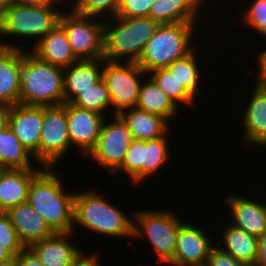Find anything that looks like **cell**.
<instances>
[{"instance_id": "1", "label": "cell", "mask_w": 266, "mask_h": 266, "mask_svg": "<svg viewBox=\"0 0 266 266\" xmlns=\"http://www.w3.org/2000/svg\"><path fill=\"white\" fill-rule=\"evenodd\" d=\"M106 199L95 188L78 193L75 191L73 233L76 225H80L98 235L117 239L132 236L133 239V213L129 217Z\"/></svg>"}, {"instance_id": "2", "label": "cell", "mask_w": 266, "mask_h": 266, "mask_svg": "<svg viewBox=\"0 0 266 266\" xmlns=\"http://www.w3.org/2000/svg\"><path fill=\"white\" fill-rule=\"evenodd\" d=\"M55 172L54 167H44L32 179L27 201L55 232H73L75 193L66 192Z\"/></svg>"}, {"instance_id": "3", "label": "cell", "mask_w": 266, "mask_h": 266, "mask_svg": "<svg viewBox=\"0 0 266 266\" xmlns=\"http://www.w3.org/2000/svg\"><path fill=\"white\" fill-rule=\"evenodd\" d=\"M159 25L150 17L115 16L104 20L103 58L108 61L138 62Z\"/></svg>"}, {"instance_id": "4", "label": "cell", "mask_w": 266, "mask_h": 266, "mask_svg": "<svg viewBox=\"0 0 266 266\" xmlns=\"http://www.w3.org/2000/svg\"><path fill=\"white\" fill-rule=\"evenodd\" d=\"M64 68L38 59L23 49L20 104L57 106L64 103Z\"/></svg>"}, {"instance_id": "5", "label": "cell", "mask_w": 266, "mask_h": 266, "mask_svg": "<svg viewBox=\"0 0 266 266\" xmlns=\"http://www.w3.org/2000/svg\"><path fill=\"white\" fill-rule=\"evenodd\" d=\"M195 28H198L196 23L160 24L147 42L138 66L148 74L167 68L175 60L186 56L196 45L193 43Z\"/></svg>"}, {"instance_id": "6", "label": "cell", "mask_w": 266, "mask_h": 266, "mask_svg": "<svg viewBox=\"0 0 266 266\" xmlns=\"http://www.w3.org/2000/svg\"><path fill=\"white\" fill-rule=\"evenodd\" d=\"M177 215L173 209H144L133 214V239L148 240L157 255L159 266L163 263L168 265L174 258L178 228L183 223Z\"/></svg>"}, {"instance_id": "7", "label": "cell", "mask_w": 266, "mask_h": 266, "mask_svg": "<svg viewBox=\"0 0 266 266\" xmlns=\"http://www.w3.org/2000/svg\"><path fill=\"white\" fill-rule=\"evenodd\" d=\"M61 9L60 6L14 2L0 15L3 37H25L22 39H32V42L35 39L36 44L59 24Z\"/></svg>"}, {"instance_id": "8", "label": "cell", "mask_w": 266, "mask_h": 266, "mask_svg": "<svg viewBox=\"0 0 266 266\" xmlns=\"http://www.w3.org/2000/svg\"><path fill=\"white\" fill-rule=\"evenodd\" d=\"M144 76H147V73L137 62L104 59L102 80L109 91L113 111L111 116L136 107Z\"/></svg>"}, {"instance_id": "9", "label": "cell", "mask_w": 266, "mask_h": 266, "mask_svg": "<svg viewBox=\"0 0 266 266\" xmlns=\"http://www.w3.org/2000/svg\"><path fill=\"white\" fill-rule=\"evenodd\" d=\"M59 24L67 34L71 50L78 60L101 59L104 55V20L63 9ZM69 10V11H67ZM99 20V21H98Z\"/></svg>"}, {"instance_id": "10", "label": "cell", "mask_w": 266, "mask_h": 266, "mask_svg": "<svg viewBox=\"0 0 266 266\" xmlns=\"http://www.w3.org/2000/svg\"><path fill=\"white\" fill-rule=\"evenodd\" d=\"M71 143L68 133L65 103L43 107V126L39 142V165L57 167L68 151Z\"/></svg>"}, {"instance_id": "11", "label": "cell", "mask_w": 266, "mask_h": 266, "mask_svg": "<svg viewBox=\"0 0 266 266\" xmlns=\"http://www.w3.org/2000/svg\"><path fill=\"white\" fill-rule=\"evenodd\" d=\"M106 117L96 147L88 155L97 164L114 173L122 164L133 138L126 123L119 115ZM114 118V119H113Z\"/></svg>"}, {"instance_id": "12", "label": "cell", "mask_w": 266, "mask_h": 266, "mask_svg": "<svg viewBox=\"0 0 266 266\" xmlns=\"http://www.w3.org/2000/svg\"><path fill=\"white\" fill-rule=\"evenodd\" d=\"M203 227L183 222L177 232L174 258L170 266H206L212 248L213 239Z\"/></svg>"}, {"instance_id": "13", "label": "cell", "mask_w": 266, "mask_h": 266, "mask_svg": "<svg viewBox=\"0 0 266 266\" xmlns=\"http://www.w3.org/2000/svg\"><path fill=\"white\" fill-rule=\"evenodd\" d=\"M68 133L71 143V152L77 151L88 156L96 147L103 122L107 116L94 111L65 103Z\"/></svg>"}, {"instance_id": "14", "label": "cell", "mask_w": 266, "mask_h": 266, "mask_svg": "<svg viewBox=\"0 0 266 266\" xmlns=\"http://www.w3.org/2000/svg\"><path fill=\"white\" fill-rule=\"evenodd\" d=\"M21 144L39 164V142L43 126V106H11L9 125Z\"/></svg>"}, {"instance_id": "15", "label": "cell", "mask_w": 266, "mask_h": 266, "mask_svg": "<svg viewBox=\"0 0 266 266\" xmlns=\"http://www.w3.org/2000/svg\"><path fill=\"white\" fill-rule=\"evenodd\" d=\"M72 234L73 232H56L28 248L45 266H71L85 252L71 241Z\"/></svg>"}, {"instance_id": "16", "label": "cell", "mask_w": 266, "mask_h": 266, "mask_svg": "<svg viewBox=\"0 0 266 266\" xmlns=\"http://www.w3.org/2000/svg\"><path fill=\"white\" fill-rule=\"evenodd\" d=\"M252 200L236 193L224 199L225 205L230 208V223L259 237L266 230V203Z\"/></svg>"}, {"instance_id": "17", "label": "cell", "mask_w": 266, "mask_h": 266, "mask_svg": "<svg viewBox=\"0 0 266 266\" xmlns=\"http://www.w3.org/2000/svg\"><path fill=\"white\" fill-rule=\"evenodd\" d=\"M6 214L25 248L56 233L28 201L9 209Z\"/></svg>"}, {"instance_id": "18", "label": "cell", "mask_w": 266, "mask_h": 266, "mask_svg": "<svg viewBox=\"0 0 266 266\" xmlns=\"http://www.w3.org/2000/svg\"><path fill=\"white\" fill-rule=\"evenodd\" d=\"M242 117L243 142L252 147L266 148V86L254 84Z\"/></svg>"}, {"instance_id": "19", "label": "cell", "mask_w": 266, "mask_h": 266, "mask_svg": "<svg viewBox=\"0 0 266 266\" xmlns=\"http://www.w3.org/2000/svg\"><path fill=\"white\" fill-rule=\"evenodd\" d=\"M43 168L0 169V212L27 202L30 183Z\"/></svg>"}, {"instance_id": "20", "label": "cell", "mask_w": 266, "mask_h": 266, "mask_svg": "<svg viewBox=\"0 0 266 266\" xmlns=\"http://www.w3.org/2000/svg\"><path fill=\"white\" fill-rule=\"evenodd\" d=\"M32 44L30 52L38 59L52 65L66 68L78 61L71 50L67 34L60 24H57L36 44Z\"/></svg>"}, {"instance_id": "21", "label": "cell", "mask_w": 266, "mask_h": 266, "mask_svg": "<svg viewBox=\"0 0 266 266\" xmlns=\"http://www.w3.org/2000/svg\"><path fill=\"white\" fill-rule=\"evenodd\" d=\"M22 59V48L8 47L0 53V104L20 103Z\"/></svg>"}, {"instance_id": "22", "label": "cell", "mask_w": 266, "mask_h": 266, "mask_svg": "<svg viewBox=\"0 0 266 266\" xmlns=\"http://www.w3.org/2000/svg\"><path fill=\"white\" fill-rule=\"evenodd\" d=\"M104 58L78 60L64 68V103H70L81 91L102 79Z\"/></svg>"}, {"instance_id": "23", "label": "cell", "mask_w": 266, "mask_h": 266, "mask_svg": "<svg viewBox=\"0 0 266 266\" xmlns=\"http://www.w3.org/2000/svg\"><path fill=\"white\" fill-rule=\"evenodd\" d=\"M206 2L208 0H156L149 17L159 24L197 23L199 10L206 8Z\"/></svg>"}, {"instance_id": "24", "label": "cell", "mask_w": 266, "mask_h": 266, "mask_svg": "<svg viewBox=\"0 0 266 266\" xmlns=\"http://www.w3.org/2000/svg\"><path fill=\"white\" fill-rule=\"evenodd\" d=\"M119 116L126 123L135 140L148 141L166 136L171 129L170 123L164 117L136 107L122 111Z\"/></svg>"}, {"instance_id": "25", "label": "cell", "mask_w": 266, "mask_h": 266, "mask_svg": "<svg viewBox=\"0 0 266 266\" xmlns=\"http://www.w3.org/2000/svg\"><path fill=\"white\" fill-rule=\"evenodd\" d=\"M136 108L164 117L170 123L180 110L148 74L143 78Z\"/></svg>"}, {"instance_id": "26", "label": "cell", "mask_w": 266, "mask_h": 266, "mask_svg": "<svg viewBox=\"0 0 266 266\" xmlns=\"http://www.w3.org/2000/svg\"><path fill=\"white\" fill-rule=\"evenodd\" d=\"M225 226L221 234L222 244L220 248L246 264H254L258 250V237L248 234L241 228L229 224ZM222 245V246H221Z\"/></svg>"}, {"instance_id": "27", "label": "cell", "mask_w": 266, "mask_h": 266, "mask_svg": "<svg viewBox=\"0 0 266 266\" xmlns=\"http://www.w3.org/2000/svg\"><path fill=\"white\" fill-rule=\"evenodd\" d=\"M34 157L21 144L9 126L0 130V169H29Z\"/></svg>"}, {"instance_id": "28", "label": "cell", "mask_w": 266, "mask_h": 266, "mask_svg": "<svg viewBox=\"0 0 266 266\" xmlns=\"http://www.w3.org/2000/svg\"><path fill=\"white\" fill-rule=\"evenodd\" d=\"M195 47L190 53L183 58L175 60L167 69L174 74L175 78L181 83L186 90L197 100V97L203 93L200 83L203 78L200 74L202 70L198 66L199 56Z\"/></svg>"}, {"instance_id": "29", "label": "cell", "mask_w": 266, "mask_h": 266, "mask_svg": "<svg viewBox=\"0 0 266 266\" xmlns=\"http://www.w3.org/2000/svg\"><path fill=\"white\" fill-rule=\"evenodd\" d=\"M169 135L148 141H142V182L149 176L160 172L169 163L170 153Z\"/></svg>"}, {"instance_id": "30", "label": "cell", "mask_w": 266, "mask_h": 266, "mask_svg": "<svg viewBox=\"0 0 266 266\" xmlns=\"http://www.w3.org/2000/svg\"><path fill=\"white\" fill-rule=\"evenodd\" d=\"M161 90L167 94V96L178 107L183 104L186 106H193L196 99L186 90V88L178 82L174 74L167 68H159L148 73Z\"/></svg>"}, {"instance_id": "31", "label": "cell", "mask_w": 266, "mask_h": 266, "mask_svg": "<svg viewBox=\"0 0 266 266\" xmlns=\"http://www.w3.org/2000/svg\"><path fill=\"white\" fill-rule=\"evenodd\" d=\"M70 103L105 116L109 111L108 109L111 108L109 91L102 79L92 85V88L81 91Z\"/></svg>"}, {"instance_id": "32", "label": "cell", "mask_w": 266, "mask_h": 266, "mask_svg": "<svg viewBox=\"0 0 266 266\" xmlns=\"http://www.w3.org/2000/svg\"><path fill=\"white\" fill-rule=\"evenodd\" d=\"M121 0H77L72 7L75 13L97 17L100 19H109L117 15ZM101 15V16H100Z\"/></svg>"}, {"instance_id": "33", "label": "cell", "mask_w": 266, "mask_h": 266, "mask_svg": "<svg viewBox=\"0 0 266 266\" xmlns=\"http://www.w3.org/2000/svg\"><path fill=\"white\" fill-rule=\"evenodd\" d=\"M126 173L132 183H142V140L133 139L127 149L123 164L114 172Z\"/></svg>"}, {"instance_id": "34", "label": "cell", "mask_w": 266, "mask_h": 266, "mask_svg": "<svg viewBox=\"0 0 266 266\" xmlns=\"http://www.w3.org/2000/svg\"><path fill=\"white\" fill-rule=\"evenodd\" d=\"M0 244L14 256H17L25 249V246L17 236L9 216L5 212H0Z\"/></svg>"}, {"instance_id": "35", "label": "cell", "mask_w": 266, "mask_h": 266, "mask_svg": "<svg viewBox=\"0 0 266 266\" xmlns=\"http://www.w3.org/2000/svg\"><path fill=\"white\" fill-rule=\"evenodd\" d=\"M246 13L243 16L245 25L253 28V31L266 36V0H253L247 4Z\"/></svg>"}, {"instance_id": "36", "label": "cell", "mask_w": 266, "mask_h": 266, "mask_svg": "<svg viewBox=\"0 0 266 266\" xmlns=\"http://www.w3.org/2000/svg\"><path fill=\"white\" fill-rule=\"evenodd\" d=\"M156 0H121L116 16L125 18L149 17Z\"/></svg>"}, {"instance_id": "37", "label": "cell", "mask_w": 266, "mask_h": 266, "mask_svg": "<svg viewBox=\"0 0 266 266\" xmlns=\"http://www.w3.org/2000/svg\"><path fill=\"white\" fill-rule=\"evenodd\" d=\"M206 266H246V263L236 260L217 244L212 248Z\"/></svg>"}, {"instance_id": "38", "label": "cell", "mask_w": 266, "mask_h": 266, "mask_svg": "<svg viewBox=\"0 0 266 266\" xmlns=\"http://www.w3.org/2000/svg\"><path fill=\"white\" fill-rule=\"evenodd\" d=\"M257 60L256 70V85L266 86V49L259 52V55L255 56ZM258 69V70H257Z\"/></svg>"}, {"instance_id": "39", "label": "cell", "mask_w": 266, "mask_h": 266, "mask_svg": "<svg viewBox=\"0 0 266 266\" xmlns=\"http://www.w3.org/2000/svg\"><path fill=\"white\" fill-rule=\"evenodd\" d=\"M17 263L18 266H45L29 248L17 255Z\"/></svg>"}, {"instance_id": "40", "label": "cell", "mask_w": 266, "mask_h": 266, "mask_svg": "<svg viewBox=\"0 0 266 266\" xmlns=\"http://www.w3.org/2000/svg\"><path fill=\"white\" fill-rule=\"evenodd\" d=\"M96 251L90 253L89 255L83 254L81 255L71 266H100L103 261Z\"/></svg>"}, {"instance_id": "41", "label": "cell", "mask_w": 266, "mask_h": 266, "mask_svg": "<svg viewBox=\"0 0 266 266\" xmlns=\"http://www.w3.org/2000/svg\"><path fill=\"white\" fill-rule=\"evenodd\" d=\"M254 264L266 266V230L258 237V250Z\"/></svg>"}, {"instance_id": "42", "label": "cell", "mask_w": 266, "mask_h": 266, "mask_svg": "<svg viewBox=\"0 0 266 266\" xmlns=\"http://www.w3.org/2000/svg\"><path fill=\"white\" fill-rule=\"evenodd\" d=\"M11 106L0 104V130L5 129L9 125V114Z\"/></svg>"}, {"instance_id": "43", "label": "cell", "mask_w": 266, "mask_h": 266, "mask_svg": "<svg viewBox=\"0 0 266 266\" xmlns=\"http://www.w3.org/2000/svg\"><path fill=\"white\" fill-rule=\"evenodd\" d=\"M24 3L45 6H61V8H67L59 0H24Z\"/></svg>"}, {"instance_id": "44", "label": "cell", "mask_w": 266, "mask_h": 266, "mask_svg": "<svg viewBox=\"0 0 266 266\" xmlns=\"http://www.w3.org/2000/svg\"><path fill=\"white\" fill-rule=\"evenodd\" d=\"M5 39H3V32H2V26H1V21H0V53H2L6 48L8 47H17V48H22L24 49L23 46L25 45H18V44H15V42L12 44H10V42H5L4 41Z\"/></svg>"}, {"instance_id": "45", "label": "cell", "mask_w": 266, "mask_h": 266, "mask_svg": "<svg viewBox=\"0 0 266 266\" xmlns=\"http://www.w3.org/2000/svg\"><path fill=\"white\" fill-rule=\"evenodd\" d=\"M15 257L9 250L0 244V264Z\"/></svg>"}, {"instance_id": "46", "label": "cell", "mask_w": 266, "mask_h": 266, "mask_svg": "<svg viewBox=\"0 0 266 266\" xmlns=\"http://www.w3.org/2000/svg\"><path fill=\"white\" fill-rule=\"evenodd\" d=\"M13 3L12 0H0V15Z\"/></svg>"}, {"instance_id": "47", "label": "cell", "mask_w": 266, "mask_h": 266, "mask_svg": "<svg viewBox=\"0 0 266 266\" xmlns=\"http://www.w3.org/2000/svg\"><path fill=\"white\" fill-rule=\"evenodd\" d=\"M0 266H18L17 256L13 257L11 260L3 262Z\"/></svg>"}, {"instance_id": "48", "label": "cell", "mask_w": 266, "mask_h": 266, "mask_svg": "<svg viewBox=\"0 0 266 266\" xmlns=\"http://www.w3.org/2000/svg\"><path fill=\"white\" fill-rule=\"evenodd\" d=\"M61 3H63V5H65L66 3V6H67V8H68V6H70V7H72L73 6V4H75V2L77 1V0H68V2L66 1V0H59ZM66 1V2H65ZM74 1V2H73ZM68 4H70V5H68Z\"/></svg>"}, {"instance_id": "49", "label": "cell", "mask_w": 266, "mask_h": 266, "mask_svg": "<svg viewBox=\"0 0 266 266\" xmlns=\"http://www.w3.org/2000/svg\"><path fill=\"white\" fill-rule=\"evenodd\" d=\"M13 2H24V0H12Z\"/></svg>"}, {"instance_id": "50", "label": "cell", "mask_w": 266, "mask_h": 266, "mask_svg": "<svg viewBox=\"0 0 266 266\" xmlns=\"http://www.w3.org/2000/svg\"><path fill=\"white\" fill-rule=\"evenodd\" d=\"M246 266H257L255 264H246Z\"/></svg>"}]
</instances>
